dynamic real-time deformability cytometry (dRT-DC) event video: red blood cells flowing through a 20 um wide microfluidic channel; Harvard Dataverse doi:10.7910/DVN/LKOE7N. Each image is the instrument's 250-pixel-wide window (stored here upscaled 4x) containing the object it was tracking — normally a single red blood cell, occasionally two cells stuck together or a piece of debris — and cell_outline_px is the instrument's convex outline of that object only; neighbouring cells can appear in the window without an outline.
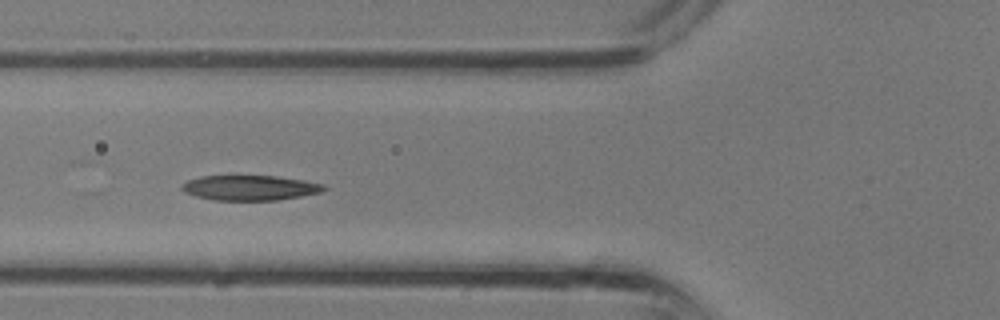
{"species": "common noctule bat (a hibernating species)", "species_latin": "Nyctalus noctula", "temperature_condition": "room temperature", "stored_images_in_passage": 16, "camera_frame_rate_fps": 3000, "um_per_image_px": 0.085, "animal": {"sex": "male", "body_mass_g": 13.3}, "frame": {"image": 1, "passage_image": 10, "time_ms": 3.0, "image_size_px": [1000, 320], "cell_outline_px": [[328, 188], [320, 192], [300, 196], [276, 200], [216, 200], [196, 196], [184, 192], [180, 188], [180, 184], [188, 180], [200, 176], [276, 176], [304, 180], [324, 184]], "centroid_in_image_um": [21.22, 15.95], "position_along_channel_um": 104.6, "area_um2": 20.69}}
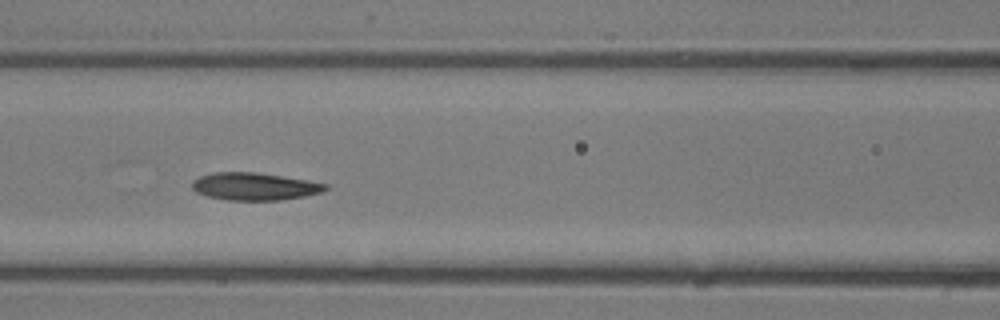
{"frame": {"image": 2, "passage_image": 12, "time_ms": 3.667, "image_size_px": [1000, 320], "cell_outline_px": [[328, 188], [324, 192], [304, 196], [280, 200], [228, 200], [208, 196], [196, 192], [192, 188], [192, 180], [200, 176], [212, 172], [256, 172], [308, 180], [328, 184]], "centroid_in_image_um": [21.64, 15.84], "position_along_channel_um": 145.0, "area_um2": 21.44}}
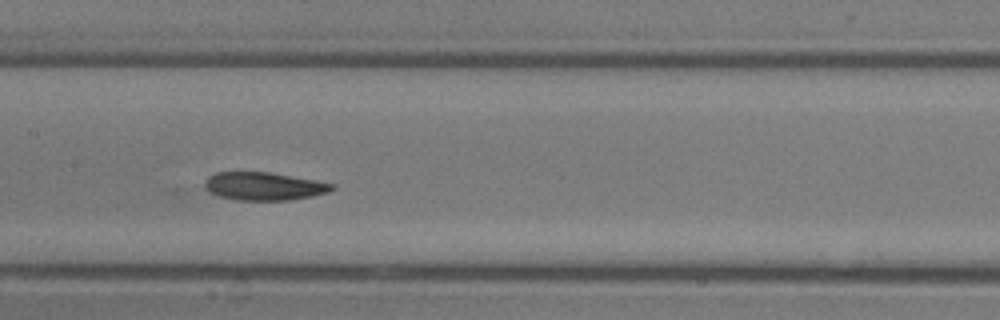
{"frame": {"image": 3, "passage_image": 14, "time_ms": 4.333, "image_size_px": [1000, 320], "cell_outline_px": [[336, 188], [328, 192], [312, 196], [288, 200], [236, 200], [216, 196], [208, 192], [204, 188], [204, 180], [208, 176], [216, 172], [268, 172], [316, 180], [336, 184]], "centroid_in_image_um": [22.4, 15.83], "position_along_channel_um": 185.0, "area_um2": 21.04}}